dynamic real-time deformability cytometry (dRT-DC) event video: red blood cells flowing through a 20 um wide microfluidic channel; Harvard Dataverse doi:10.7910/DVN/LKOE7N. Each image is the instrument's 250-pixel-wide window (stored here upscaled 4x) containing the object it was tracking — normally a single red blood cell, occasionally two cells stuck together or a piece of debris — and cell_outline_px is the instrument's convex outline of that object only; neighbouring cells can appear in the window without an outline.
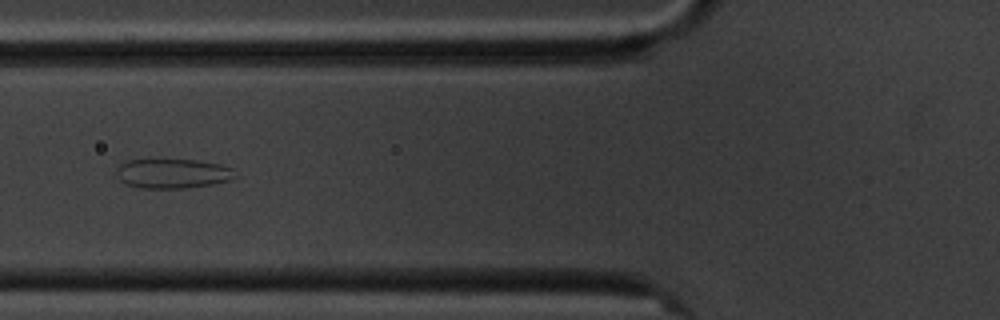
{"species": "common noctule bat (a hibernating species)", "species_latin": "Nyctalus noctula", "temperature_condition": "cold", "stored_images_in_passage": 5, "camera_frame_rate_fps": 3000, "um_per_image_px": 0.085, "animal": {"sex": "male", "body_mass_g": 20.1, "forearm_length_mm": 53.5}, "frame": {"image": 1, "passage_image": 3, "time_ms": 2.333, "image_size_px": [1000, 320], "cell_outline_px": [[236, 176], [228, 180], [212, 184], [184, 188], [140, 188], [124, 184], [116, 176], [116, 168], [120, 164], [128, 160], [196, 160], [220, 164], [232, 168]], "centroid_in_image_um": [14.63, 14.75], "position_along_channel_um": 111.2, "area_um2": 20.4}}
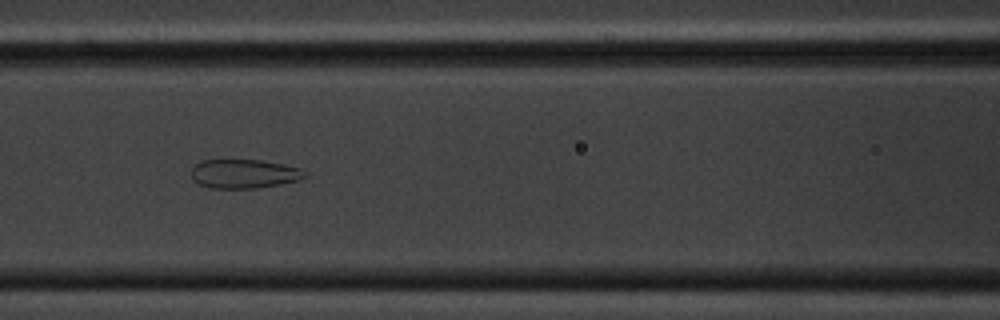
{"frame": {"image": 2, "passage_image": 4, "time_ms": 3.333, "image_size_px": [1000, 320], "cell_outline_px": [[308, 176], [300, 180], [280, 184], [256, 188], [208, 188], [192, 180], [192, 168], [200, 160], [260, 160], [284, 164], [300, 168]], "centroid_in_image_um": [20.75, 14.77], "position_along_channel_um": 145.9, "area_um2": 19.25}}